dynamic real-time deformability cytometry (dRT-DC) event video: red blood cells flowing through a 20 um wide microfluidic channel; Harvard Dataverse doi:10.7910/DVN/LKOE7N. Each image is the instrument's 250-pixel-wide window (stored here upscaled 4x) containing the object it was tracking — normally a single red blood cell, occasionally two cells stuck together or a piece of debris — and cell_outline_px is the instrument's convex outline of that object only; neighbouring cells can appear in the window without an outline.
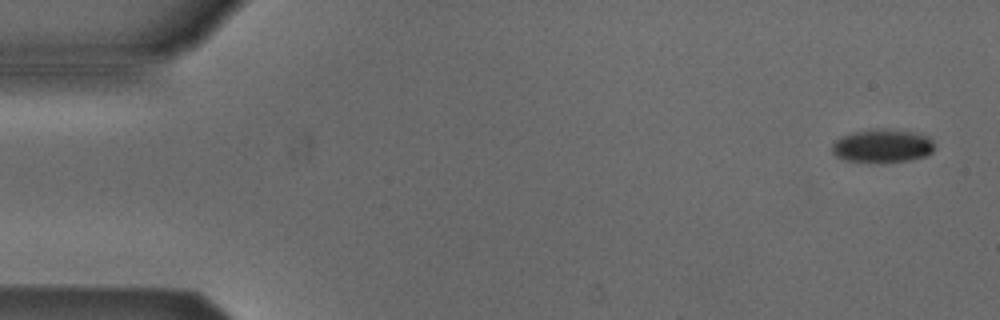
{"species": "Egyptian fruit bat (a non-hibernating species)", "species_latin": "Rousettus aegyptiacus", "temperature_condition": "cold", "stored_images_in_passage": 6, "camera_frame_rate_fps": 3000, "um_per_image_px": 0.085, "animal": {"sex": "male"}, "frame": {"image": 1, "passage_image": 1, "time_ms": 0.0, "image_size_px": [1000, 320], "cell_outline_px": [[936, 144], [932, 152], [928, 156], [912, 160], [880, 164], [844, 160], [836, 156], [832, 152], [832, 144], [836, 140], [852, 132], [880, 128], [888, 128], [912, 132], [928, 136]], "centroid_in_image_um": [75.04, 12.43], "position_along_channel_um": 10.0, "area_um2": 20.52}}
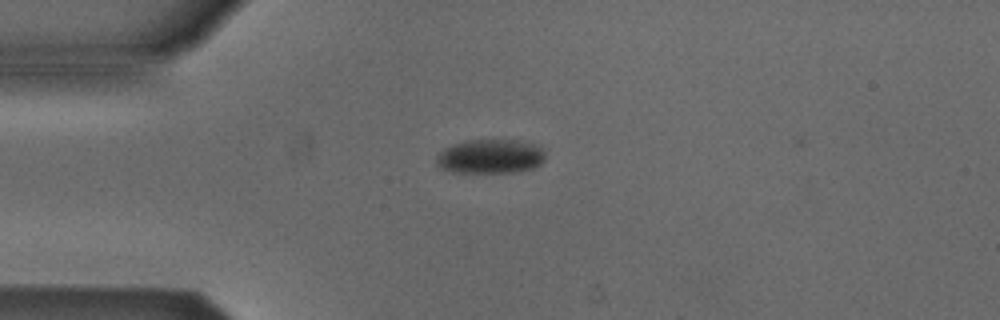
{"frame": {"image": 2, "passage_image": 4, "time_ms": 3.667, "image_size_px": [1000, 320], "cell_outline_px": [[544, 160], [540, 164], [532, 168], [512, 172], [452, 172], [440, 168], [436, 164], [436, 152], [452, 144], [464, 140], [532, 140], [540, 144], [544, 148]], "centroid_in_image_um": [41.69, 13.26], "position_along_channel_um": 43.3, "area_um2": 22.31}}
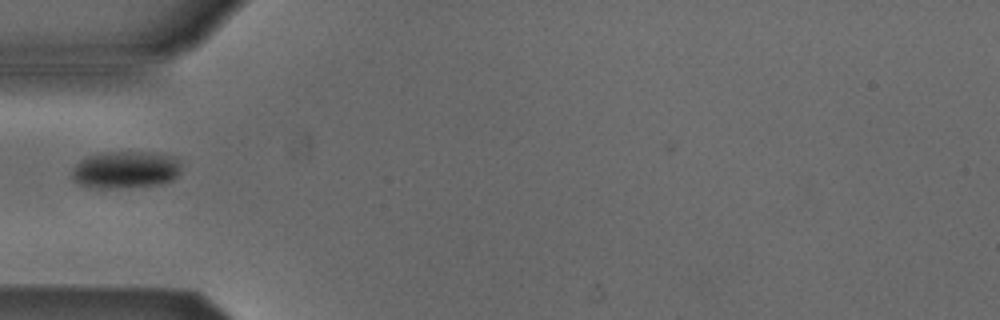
{"frame": {"image": 3, "passage_image": 5, "time_ms": 5.0, "image_size_px": [1000, 320], "cell_outline_px": [[180, 172], [172, 180], [160, 184], [108, 188], [88, 188], [72, 180], [72, 168], [80, 160], [88, 156], [108, 152], [148, 152], [176, 156], [180, 164]], "centroid_in_image_um": [10.65, 14.42], "position_along_channel_um": 74.3, "area_um2": 23.7}}